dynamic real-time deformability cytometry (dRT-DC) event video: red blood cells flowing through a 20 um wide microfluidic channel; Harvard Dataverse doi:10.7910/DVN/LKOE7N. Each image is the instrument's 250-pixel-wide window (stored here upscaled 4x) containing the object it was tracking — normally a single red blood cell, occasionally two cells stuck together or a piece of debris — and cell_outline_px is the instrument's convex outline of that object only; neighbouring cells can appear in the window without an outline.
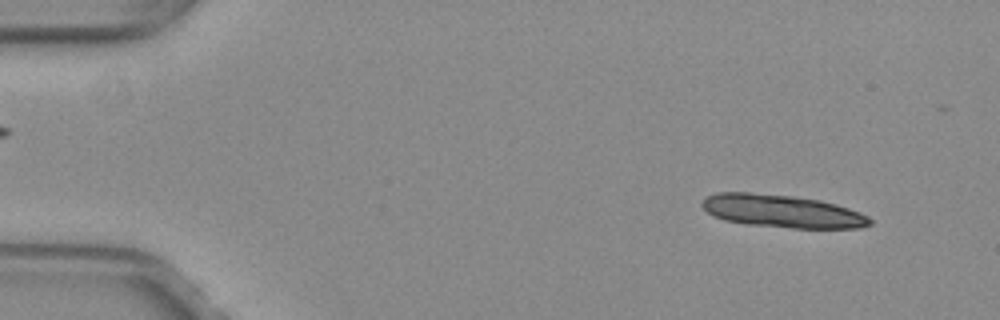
{"species": "common noctule bat (a hibernating species)", "species_latin": "Nyctalus noctula", "temperature_condition": "warm", "stored_images_in_passage": 14, "camera_frame_rate_fps": 3000, "um_per_image_px": 0.085, "animal": {"sex": "female", "body_mass_g": 29.2, "forearm_length_mm": 56.3}, "frame": {"image": 1, "passage_image": 4, "time_ms": 1.0, "image_size_px": [1000, 320], "cell_outline_px": [[872, 224], [860, 228], [792, 228], [748, 224], [724, 220], [712, 216], [700, 204], [704, 196], [716, 192], [752, 192], [792, 196], [820, 200], [836, 204], [860, 212], [868, 216], [872, 220]], "centroid_in_image_um": [66.45, 17.94], "position_along_channel_um": 18.5, "area_um2": 32.31}}